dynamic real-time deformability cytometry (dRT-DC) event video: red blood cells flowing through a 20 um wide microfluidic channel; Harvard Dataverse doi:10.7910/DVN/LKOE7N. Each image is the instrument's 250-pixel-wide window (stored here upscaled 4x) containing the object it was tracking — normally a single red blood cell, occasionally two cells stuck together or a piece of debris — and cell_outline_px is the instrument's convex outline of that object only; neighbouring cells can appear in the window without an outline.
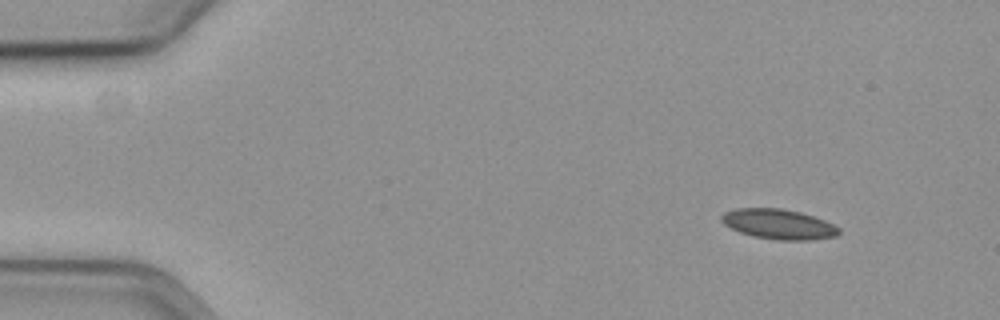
{"species": "common noctule bat (a hibernating species)", "species_latin": "Nyctalus noctula", "temperature_condition": "cold", "stored_images_in_passage": 41, "camera_frame_rate_fps": 3000, "um_per_image_px": 0.085, "animal": {"sex": "female", "body_mass_g": 19.3, "forearm_length_mm": 54.1}, "frame": {"image": 1, "passage_image": 1, "time_ms": 0.0, "image_size_px": [1000, 320], "cell_outline_px": [[840, 232], [836, 236], [808, 240], [776, 240], [752, 236], [740, 232], [724, 224], [720, 220], [720, 216], [724, 212], [736, 208], [780, 208], [800, 212], [824, 220], [840, 228]], "centroid_in_image_um": [66.15, 19.05], "position_along_channel_um": 18.8, "area_um2": 20.52}}
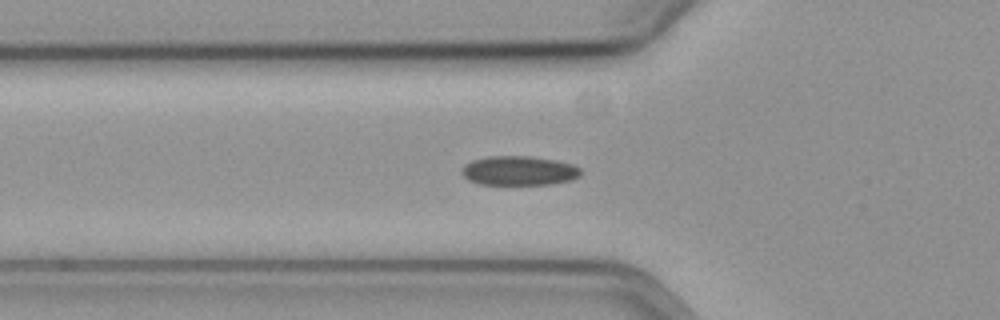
{"frame": {"image": 2, "passage_image": 15, "time_ms": 4.667, "image_size_px": [1000, 320], "cell_outline_px": [[580, 176], [572, 180], [552, 184], [480, 184], [468, 180], [460, 172], [464, 164], [472, 160], [488, 156], [528, 156], [556, 160], [572, 164], [580, 168]], "centroid_in_image_um": [44.1, 14.5], "position_along_channel_um": 81.7, "area_um2": 20.4}}
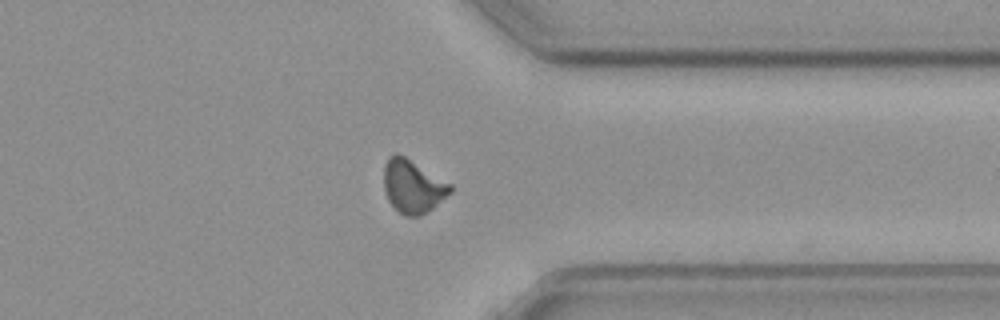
{"frame": {"image": 3, "passage_image": 40, "time_ms": 13.0, "image_size_px": [1000, 320], "cell_outline_px": [[452, 192], [432, 208], [420, 216], [404, 216], [388, 200], [384, 188], [384, 164], [388, 156], [396, 152], [404, 156], [452, 184]], "centroid_in_image_um": [35.08, 15.82], "position_along_channel_um": 376.3, "area_um2": 20.52}}